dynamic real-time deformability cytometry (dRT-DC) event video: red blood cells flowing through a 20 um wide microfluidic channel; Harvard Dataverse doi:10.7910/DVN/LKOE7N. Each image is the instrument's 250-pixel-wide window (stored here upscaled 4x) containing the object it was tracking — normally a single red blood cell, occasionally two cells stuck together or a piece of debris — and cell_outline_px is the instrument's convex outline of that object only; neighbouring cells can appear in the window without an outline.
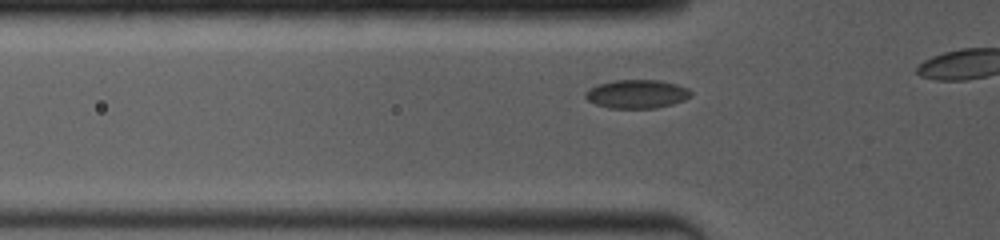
{"species": "common noctule bat (a hibernating species)", "species_latin": "Nyctalus noctula", "temperature_condition": "room temperature", "stored_images_in_passage": 21, "camera_frame_rate_fps": 4000, "um_per_image_px": 0.085, "animal": {"sex": "female", "body_mass_g": 19.0, "forearm_length_mm": 53.3}, "frame": {"image": 1, "passage_image": 12, "time_ms": 2.25, "image_size_px": [1000, 240], "cell_outline_px": [[692, 96], [684, 100], [672, 104], [656, 108], [608, 108], [596, 104], [588, 100], [584, 96], [584, 92], [588, 88], [600, 84], [616, 80], [660, 80], [676, 84], [688, 88], [692, 92]], "centroid_in_image_um": [54.14, 7.99], "position_along_channel_um": 71.7, "area_um2": 17.63}}
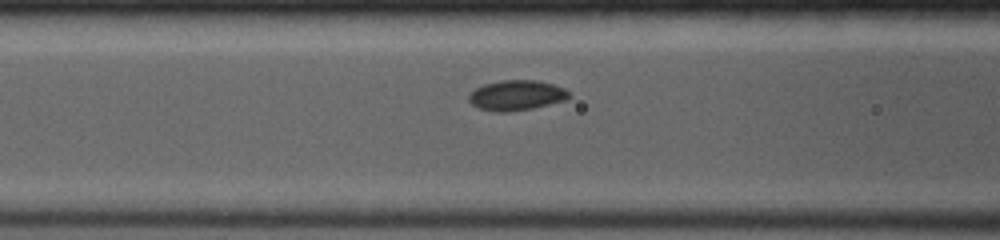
{"frame": {"image": 2, "passage_image": 19, "time_ms": 3.5, "image_size_px": [1000, 240], "cell_outline_px": [[572, 96], [564, 100], [532, 108], [508, 112], [492, 112], [476, 108], [468, 100], [468, 96], [476, 88], [484, 84], [500, 80], [536, 80], [552, 84], [564, 88]], "centroid_in_image_um": [43.86, 8.11], "position_along_channel_um": 122.7, "area_um2": 17.63}}